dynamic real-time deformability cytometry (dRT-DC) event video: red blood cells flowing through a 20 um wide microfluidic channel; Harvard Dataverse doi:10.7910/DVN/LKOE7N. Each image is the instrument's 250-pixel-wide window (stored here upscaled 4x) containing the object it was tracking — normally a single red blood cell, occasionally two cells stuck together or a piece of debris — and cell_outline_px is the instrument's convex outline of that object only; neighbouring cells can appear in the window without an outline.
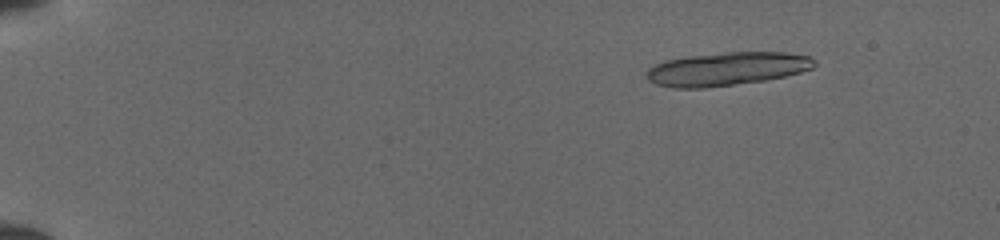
{"species": "common noctule bat (a hibernating species)", "species_latin": "Nyctalus noctula", "temperature_condition": "cold", "stored_images_in_passage": 15, "camera_frame_rate_fps": 3000, "um_per_image_px": 0.085, "animal": {"sex": "female", "body_mass_g": 19.5, "forearm_length_mm": 54.1}, "frame": {"image": 1, "passage_image": 1, "time_ms": 0.0, "image_size_px": [1000, 240], "cell_outline_px": [[816, 64], [812, 68], [800, 72], [784, 76], [764, 80], [704, 88], [672, 88], [656, 84], [648, 80], [648, 68], [664, 60], [688, 56], [728, 52], [784, 52], [812, 56], [816, 60]], "centroid_in_image_um": [61.79, 5.85], "position_along_channel_um": 23.2, "area_um2": 32.54}}